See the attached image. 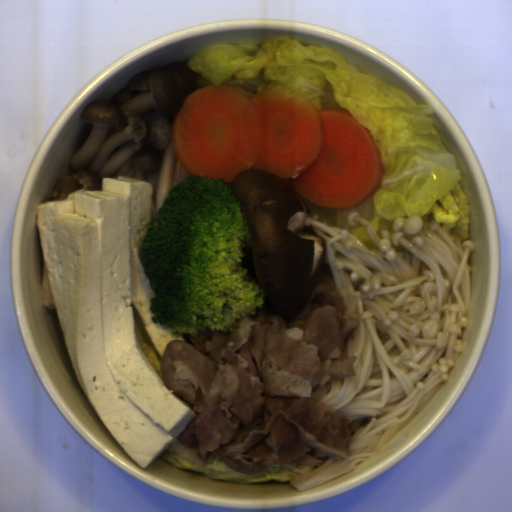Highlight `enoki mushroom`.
I'll return each instance as SVG.
<instances>
[{"instance_id": "cea9216a", "label": "enoki mushroom", "mask_w": 512, "mask_h": 512, "mask_svg": "<svg viewBox=\"0 0 512 512\" xmlns=\"http://www.w3.org/2000/svg\"><path fill=\"white\" fill-rule=\"evenodd\" d=\"M307 218L303 230L323 239L325 262L319 284L345 289L355 298L356 327L343 340L355 375L331 378L317 402L330 405L350 422L348 458L327 459L290 477L299 493L333 481L365 463L407 425L449 380L463 353L469 324L473 239H453L436 219L418 216L393 222L394 245L386 229L378 236L357 211L360 224L379 251H371L347 229Z\"/></svg>"}]
</instances>
